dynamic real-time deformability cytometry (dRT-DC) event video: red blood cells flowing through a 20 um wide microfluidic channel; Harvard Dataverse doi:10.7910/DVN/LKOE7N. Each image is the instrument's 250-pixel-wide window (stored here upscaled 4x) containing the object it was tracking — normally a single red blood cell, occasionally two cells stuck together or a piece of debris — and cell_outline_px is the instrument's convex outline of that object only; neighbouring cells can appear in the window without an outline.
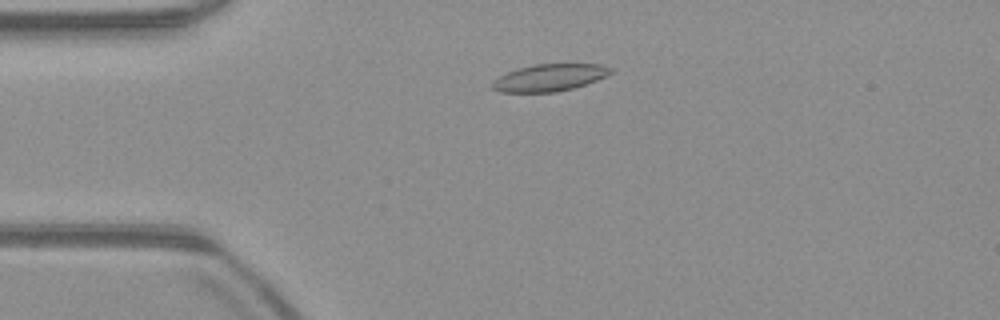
{"species": "common noctule bat (a hibernating species)", "species_latin": "Nyctalus noctula", "temperature_condition": "warm", "stored_images_in_passage": 51, "camera_frame_rate_fps": 3000, "um_per_image_px": 0.085, "animal": {"sex": "male", "body_mass_g": 23.1, "forearm_length_mm": 52.7}, "frame": {"image": 1, "passage_image": 11, "time_ms": 3.333, "image_size_px": [1000, 320], "cell_outline_px": [[612, 72], [608, 76], [572, 88], [556, 92], [500, 92], [492, 88], [492, 84], [500, 76], [516, 68], [532, 64], [600, 64], [612, 68]], "centroid_in_image_um": [46.72, 6.59], "position_along_channel_um": 38.3, "area_um2": 18.55}}
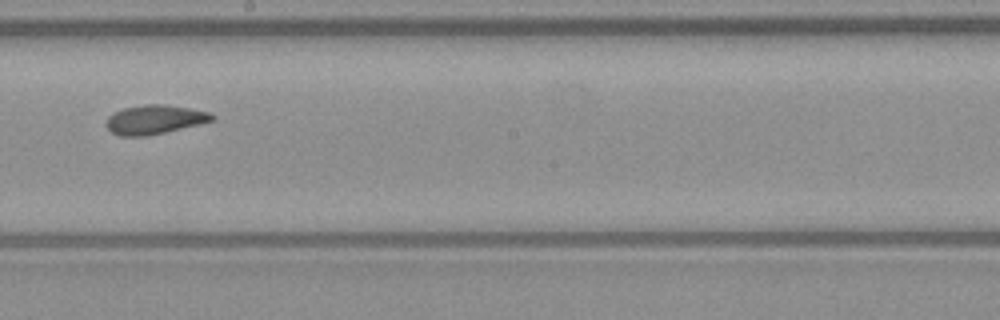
{"frame": {"image": 2, "passage_image": 28, "time_ms": 9.0, "image_size_px": [1000, 320], "cell_outline_px": [[216, 120], [148, 136], [120, 136], [112, 132], [104, 124], [108, 116], [112, 112], [124, 108], [144, 104], [164, 104], [188, 108], [208, 112], [216, 116]], "centroid_in_image_um": [13.12, 10.16], "position_along_channel_um": 235.1, "area_um2": 18.03}}
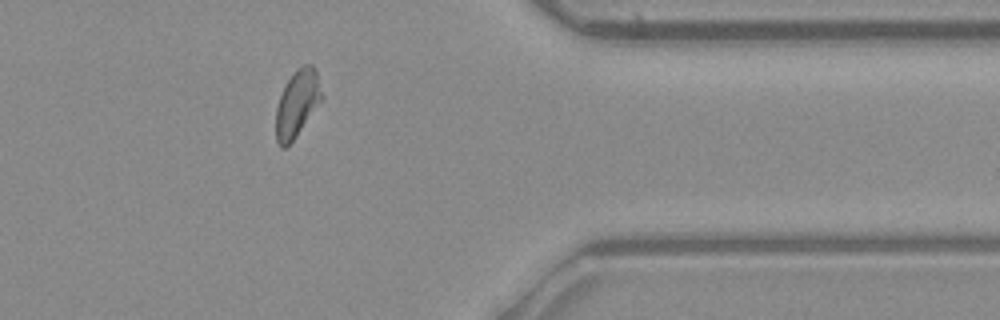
{"frame": {"image": 3, "passage_image": 41, "time_ms": 13.333, "image_size_px": [1000, 320], "cell_outline_px": [[324, 96], [296, 136], [284, 148], [280, 148], [276, 140], [276, 108], [280, 96], [292, 72], [296, 68], [304, 64], [312, 64], [316, 68]], "centroid_in_image_um": [25.27, 8.75], "position_along_channel_um": 386.1, "area_um2": 17.8}, "authors_computed_cell_mechanics": {"area_um2": 18.0336, "velocity_mm_per_s": 3.9486, "shape_relaxation_time_tau1_ms": 5.8509, "shape_relaxation_time_tau2_ms": 2.3497, "deformation_change_tau1": 0.1315, "deformation_change_tau2": 0.0768}}